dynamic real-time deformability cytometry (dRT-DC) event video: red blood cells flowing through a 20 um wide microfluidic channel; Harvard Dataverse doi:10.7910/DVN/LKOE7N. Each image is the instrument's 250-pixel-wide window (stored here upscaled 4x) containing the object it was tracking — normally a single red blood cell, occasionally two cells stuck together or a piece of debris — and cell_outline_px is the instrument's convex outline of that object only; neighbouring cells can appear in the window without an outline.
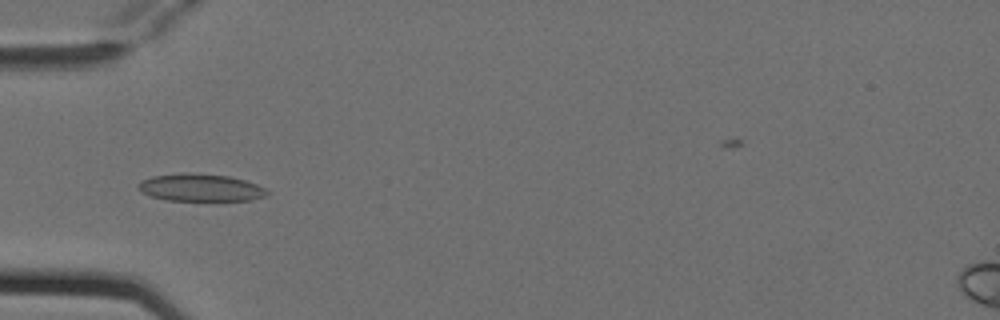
{"species": "Egyptian fruit bat (a non-hibernating species)", "species_latin": "Rousettus aegyptiacus", "temperature_condition": "cold", "stored_images_in_passage": 7, "camera_frame_rate_fps": 3000, "um_per_image_px": 0.085, "animal": {"sex": "female"}, "frame": {"image": 1, "passage_image": 4, "time_ms": 1.0, "image_size_px": [1000, 320], "cell_outline_px": [[268, 192], [264, 196], [252, 200], [164, 200], [140, 192], [136, 188], [136, 184], [140, 180], [152, 176], [184, 172], [188, 172], [228, 176], [244, 180], [256, 184], [264, 188]], "centroid_in_image_um": [16.95, 15.94], "position_along_channel_um": 68.0, "area_um2": 20.63}}
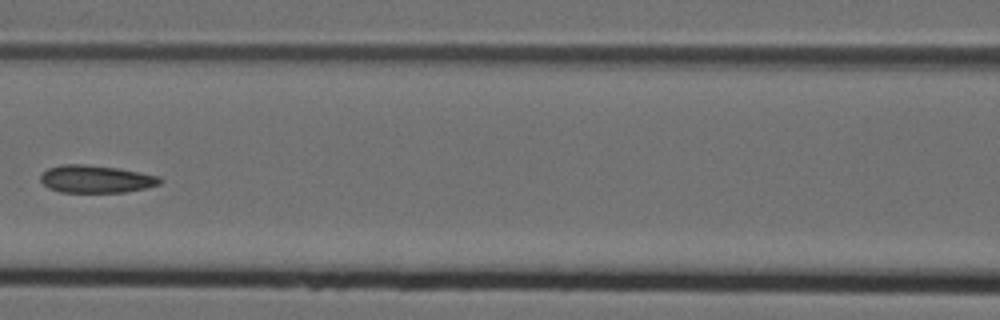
{"frame": {"image": 2, "passage_image": 6, "time_ms": 1.667, "image_size_px": [1000, 320], "cell_outline_px": [[164, 180], [160, 184], [144, 188], [124, 192], [60, 192], [48, 188], [40, 180], [40, 176], [48, 168], [60, 164], [84, 164], [116, 168], [140, 172], [160, 176]], "centroid_in_image_um": [8.16, 15.21], "position_along_channel_um": 158.4, "area_um2": 19.19}}
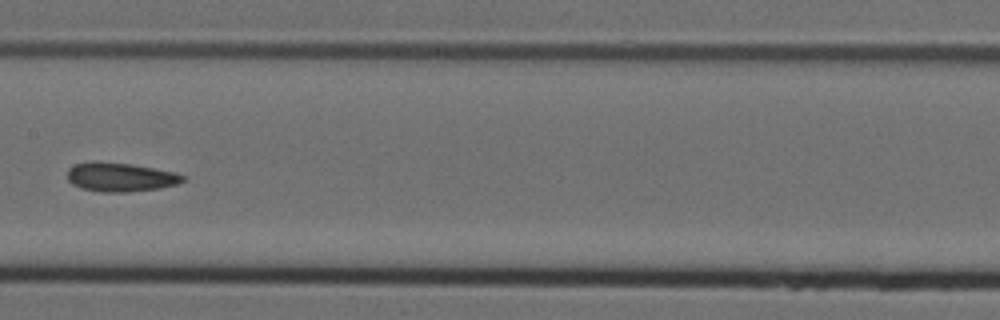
{"frame": {"image": 3, "passage_image": 7, "time_ms": 2.0, "image_size_px": [1000, 320], "cell_outline_px": [[184, 180], [176, 184], [160, 188], [128, 192], [100, 192], [80, 188], [72, 184], [68, 180], [68, 168], [76, 164], [92, 160], [96, 160], [132, 164], [176, 172], [184, 176]], "centroid_in_image_um": [10.2, 15.04], "position_along_channel_um": 197.2, "area_um2": 19.71}}